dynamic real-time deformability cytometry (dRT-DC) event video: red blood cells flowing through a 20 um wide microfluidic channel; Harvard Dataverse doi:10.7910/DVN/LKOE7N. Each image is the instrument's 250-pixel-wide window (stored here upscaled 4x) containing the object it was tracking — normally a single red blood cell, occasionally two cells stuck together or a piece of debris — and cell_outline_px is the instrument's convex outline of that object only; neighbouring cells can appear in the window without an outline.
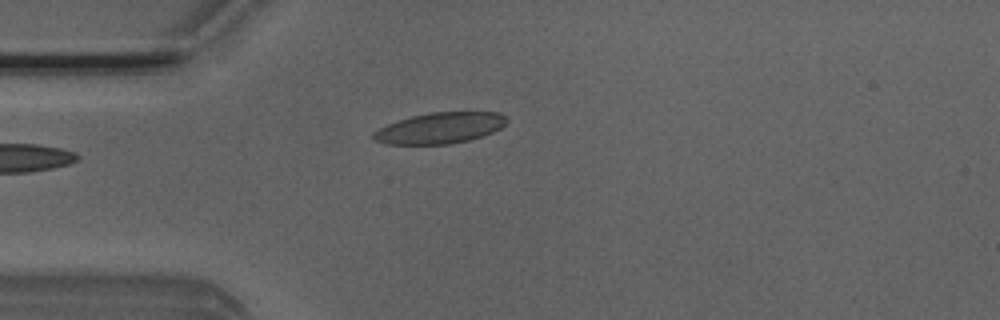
{"species": "Egyptian fruit bat (a non-hibernating species)", "species_latin": "Rousettus aegyptiacus", "temperature_condition": "room temperature", "stored_images_in_passage": 2, "camera_frame_rate_fps": 3000, "um_per_image_px": 0.085, "animal": {"sex": "male"}, "frame": {"image": 1, "passage_image": 1, "time_ms": 0.0, "image_size_px": [1000, 320], "cell_outline_px": [[508, 120], [500, 128], [484, 136], [452, 144], [384, 144], [372, 140], [372, 132], [388, 124], [412, 116], [428, 112], [500, 112]], "centroid_in_image_um": [37.38, 10.89], "position_along_channel_um": 47.6, "area_um2": 24.1}}